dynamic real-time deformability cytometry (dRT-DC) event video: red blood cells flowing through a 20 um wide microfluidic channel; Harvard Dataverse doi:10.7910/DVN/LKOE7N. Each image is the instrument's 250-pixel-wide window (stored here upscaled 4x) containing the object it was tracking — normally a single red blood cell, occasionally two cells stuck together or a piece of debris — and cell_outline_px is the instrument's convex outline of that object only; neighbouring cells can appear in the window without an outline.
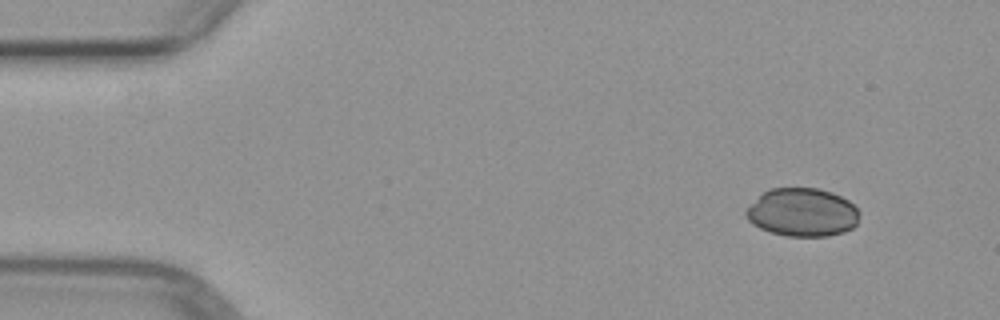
{"species": "common noctule bat (a hibernating species)", "species_latin": "Nyctalus noctula", "temperature_condition": "warm", "stored_images_in_passage": 7, "camera_frame_rate_fps": 3000, "um_per_image_px": 0.085, "animal": {"sex": "female", "body_mass_g": 29.2, "forearm_length_mm": 56.3}, "frame": {"image": 1, "passage_image": 1, "time_ms": 0.0, "image_size_px": [1000, 320], "cell_outline_px": [[860, 212], [856, 224], [852, 228], [844, 232], [828, 236], [788, 236], [772, 232], [760, 228], [752, 224], [744, 216], [744, 212], [764, 192], [772, 188], [820, 188], [832, 192], [848, 200]], "centroid_in_image_um": [68.21, 18.05], "position_along_channel_um": 16.8, "area_um2": 31.79}}
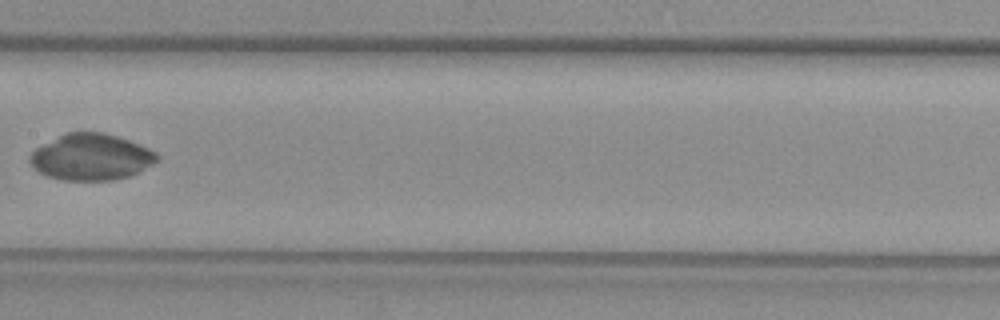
{"frame": {"image": 2, "passage_image": 7, "time_ms": 7.0, "image_size_px": [1000, 320], "cell_outline_px": [[160, 160], [128, 176], [112, 180], [64, 180], [48, 176], [40, 172], [28, 160], [28, 156], [36, 148], [68, 132], [104, 132], [140, 144], [156, 152], [160, 156]], "centroid_in_image_um": [7.76, 13.35], "position_along_channel_um": 199.6, "area_um2": 33.93}}